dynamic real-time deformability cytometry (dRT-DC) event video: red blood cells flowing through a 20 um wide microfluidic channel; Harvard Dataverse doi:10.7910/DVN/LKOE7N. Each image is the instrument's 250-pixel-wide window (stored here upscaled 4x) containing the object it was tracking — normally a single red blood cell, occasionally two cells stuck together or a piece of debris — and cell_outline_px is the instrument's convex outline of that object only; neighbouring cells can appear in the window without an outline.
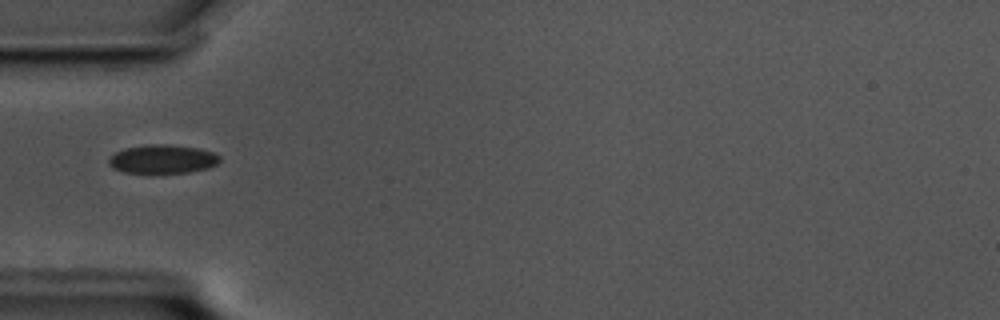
{"species": "common noctule bat (a hibernating species)", "species_latin": "Nyctalus noctula", "temperature_condition": "cold", "stored_images_in_passage": 41, "camera_frame_rate_fps": 3000, "um_per_image_px": 0.085, "animal": {"sex": "male", "body_mass_g": 17.5, "forearm_length_mm": 52.3}, "frame": {"image": 1, "passage_image": 1, "time_ms": 0.0, "image_size_px": [1000, 320], "cell_outline_px": [[220, 160], [216, 164], [208, 168], [188, 172], [124, 172], [112, 168], [108, 164], [108, 160], [116, 152], [124, 148], [148, 144], [168, 144], [200, 148], [212, 152], [220, 156]], "centroid_in_image_um": [13.82, 13.5], "position_along_channel_um": 71.2, "area_um2": 18.44}}